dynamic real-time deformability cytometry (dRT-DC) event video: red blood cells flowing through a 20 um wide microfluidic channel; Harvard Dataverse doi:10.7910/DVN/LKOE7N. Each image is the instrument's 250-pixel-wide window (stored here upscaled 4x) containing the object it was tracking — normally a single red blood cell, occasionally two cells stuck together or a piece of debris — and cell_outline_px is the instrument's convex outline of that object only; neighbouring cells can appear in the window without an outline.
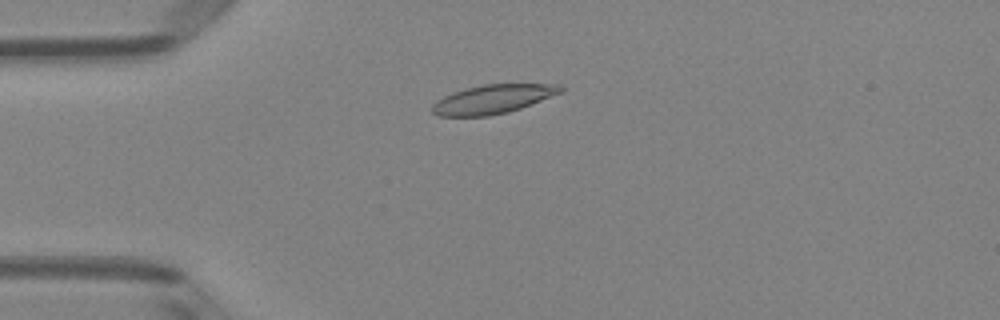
{"species": "Egyptian fruit bat (a non-hibernating species)", "species_latin": "Rousettus aegyptiacus", "temperature_condition": "room temperature", "stored_images_in_passage": 50, "camera_frame_rate_fps": 3000, "um_per_image_px": 0.085, "animal": {"sex": "female"}, "frame": {"image": 1, "passage_image": 12, "time_ms": 3.667, "image_size_px": [1000, 320], "cell_outline_px": [[564, 92], [520, 108], [508, 112], [488, 116], [436, 116], [432, 112], [432, 104], [436, 100], [452, 92], [464, 88], [480, 84], [560, 84], [564, 88]], "centroid_in_image_um": [41.88, 8.42], "position_along_channel_um": 43.1, "area_um2": 21.85}}
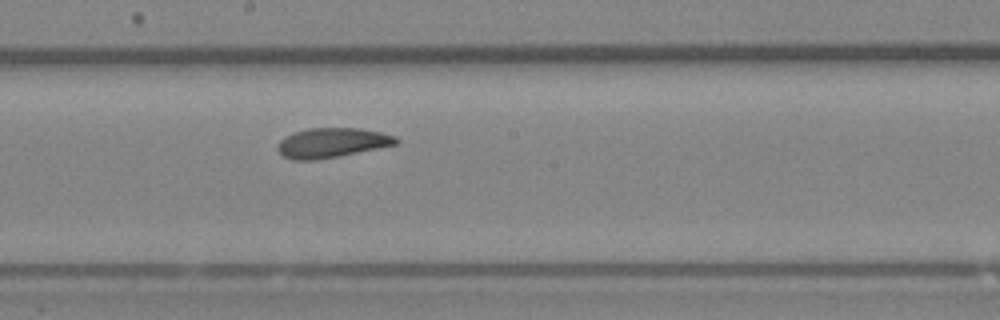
{"frame": {"image": 2, "passage_image": 27, "time_ms": 8.667, "image_size_px": [1000, 320], "cell_outline_px": [[400, 140], [396, 144], [340, 156], [316, 160], [292, 160], [284, 156], [276, 148], [280, 140], [284, 136], [292, 132], [308, 128], [360, 128], [380, 132], [396, 136]], "centroid_in_image_um": [28.18, 12.13], "position_along_channel_um": 220.0, "area_um2": 20.58}}
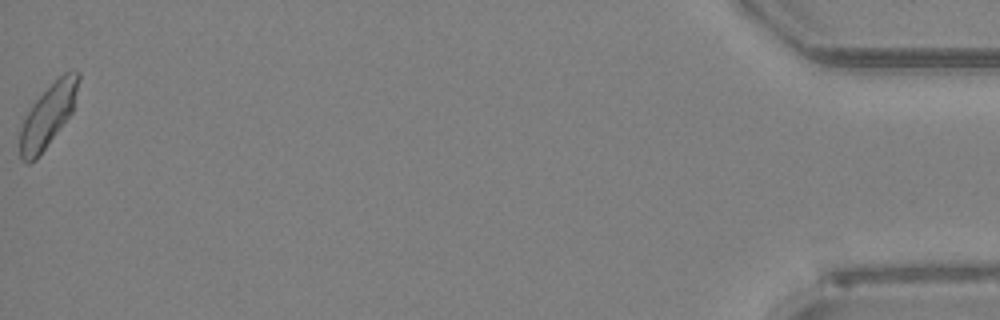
{"frame": {"image": 3, "passage_image": 50, "time_ms": 16.333, "image_size_px": [1000, 320], "cell_outline_px": [[80, 76], [72, 112], [36, 160], [28, 164], [20, 160], [20, 128], [32, 104], [64, 72], [80, 72]], "centroid_in_image_um": [4.06, 9.87], "position_along_channel_um": 431.1, "area_um2": 20.81}, "authors_computed_cell_mechanics": {"area_um2": 20.8658, "velocity_mm_per_s": 4.0143, "shape_relaxation_time_tau1_ms": 10.9142, "shape_relaxation_time_tau2_ms": 2.2297, "deformation_change_tau1": 0.2159, "deformation_change_tau2": 0.0695}}